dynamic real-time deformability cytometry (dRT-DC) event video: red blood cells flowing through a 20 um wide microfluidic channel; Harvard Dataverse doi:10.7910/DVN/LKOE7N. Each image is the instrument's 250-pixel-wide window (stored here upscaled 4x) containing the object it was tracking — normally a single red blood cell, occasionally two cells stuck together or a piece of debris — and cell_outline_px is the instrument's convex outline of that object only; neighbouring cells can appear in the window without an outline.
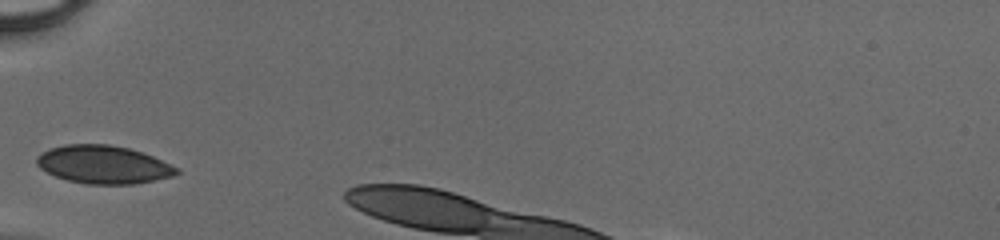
{"species": "human", "species_latin": "Homo sapiens", "temperature_condition": "cold", "stored_images_in_passage": 27, "camera_frame_rate_fps": 3000, "um_per_image_px": 0.085, "donor": {"sex": "male"}, "frame": {"image": 1, "passage_image": 1, "time_ms": 0.0, "image_size_px": [1000, 240], "cell_outline_px": [[180, 172], [172, 176], [132, 184], [88, 184], [68, 180], [56, 176], [40, 168], [36, 164], [36, 156], [52, 148], [64, 144], [108, 144], [128, 148], [152, 156], [180, 168]], "centroid_in_image_um": [8.79, 13.98], "position_along_channel_um": 76.2, "area_um2": 30.75}}
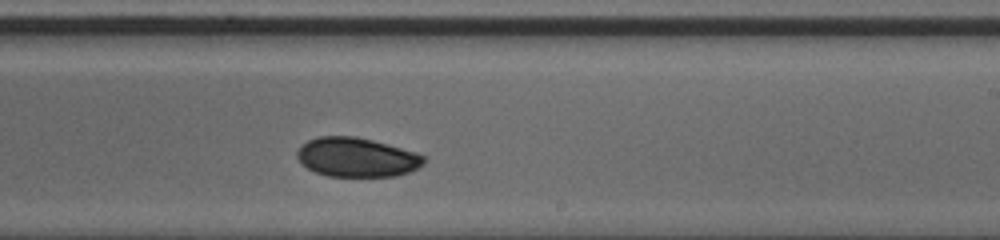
{"frame": {"image": 2, "passage_image": 14, "time_ms": 4.333, "image_size_px": [1000, 240], "cell_outline_px": [[424, 164], [408, 172], [396, 176], [328, 176], [316, 172], [308, 168], [296, 156], [296, 152], [308, 140], [320, 136], [356, 136], [388, 144], [416, 152], [424, 156]], "centroid_in_image_um": [30.33, 13.36], "position_along_channel_um": 258.7, "area_um2": 28.73}}
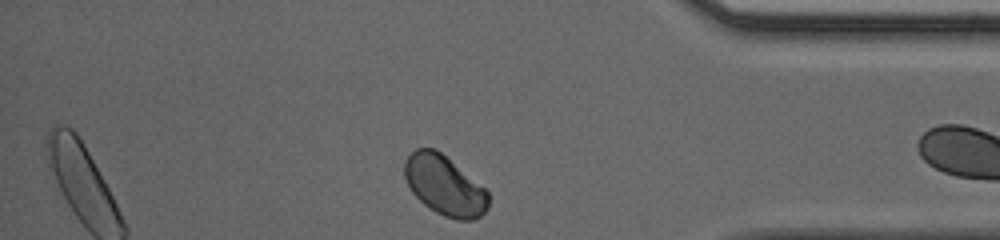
{"frame": {"image": 3, "passage_image": 25, "time_ms": 8.0, "image_size_px": [1000, 240], "cell_outline_px": [[488, 208], [480, 216], [472, 220], [456, 220], [444, 216], [436, 212], [424, 204], [412, 192], [404, 176], [404, 160], [416, 148], [436, 148], [484, 188], [488, 192]], "centroid_in_image_um": [37.76, 15.76], "position_along_channel_um": 397.4, "area_um2": 28.9}}